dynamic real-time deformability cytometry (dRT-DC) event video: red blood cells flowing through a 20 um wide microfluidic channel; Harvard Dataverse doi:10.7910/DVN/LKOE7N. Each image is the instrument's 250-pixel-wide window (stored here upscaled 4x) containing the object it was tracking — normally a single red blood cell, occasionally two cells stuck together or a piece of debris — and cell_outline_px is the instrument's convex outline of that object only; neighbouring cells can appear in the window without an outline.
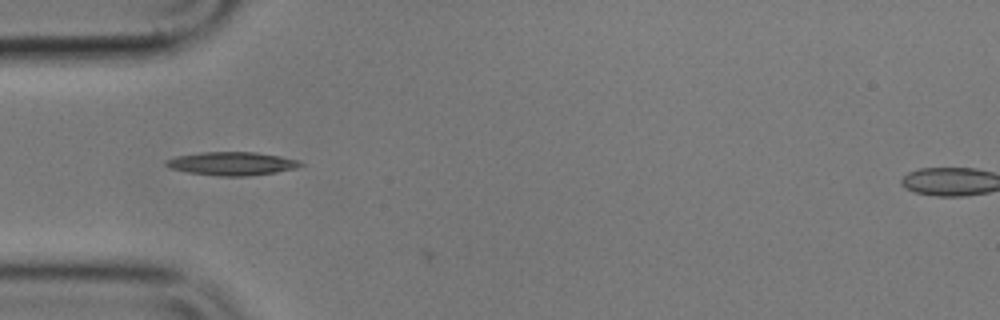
{"species": "common noctule bat (a hibernating species)", "species_latin": "Nyctalus noctula", "temperature_condition": "cold", "stored_images_in_passage": 4, "camera_frame_rate_fps": 3000, "um_per_image_px": 0.085, "animal": {"sex": "male", "body_mass_g": 17.9}, "frame": {"image": 1, "passage_image": 3, "time_ms": 0.667, "image_size_px": [1000, 320], "cell_outline_px": [[304, 164], [296, 168], [276, 172], [244, 176], [220, 176], [188, 172], [168, 168], [164, 164], [164, 160], [176, 156], [200, 152], [256, 152], [280, 156], [300, 160]], "centroid_in_image_um": [19.68, 13.9], "position_along_channel_um": 65.3, "area_um2": 18.38}}